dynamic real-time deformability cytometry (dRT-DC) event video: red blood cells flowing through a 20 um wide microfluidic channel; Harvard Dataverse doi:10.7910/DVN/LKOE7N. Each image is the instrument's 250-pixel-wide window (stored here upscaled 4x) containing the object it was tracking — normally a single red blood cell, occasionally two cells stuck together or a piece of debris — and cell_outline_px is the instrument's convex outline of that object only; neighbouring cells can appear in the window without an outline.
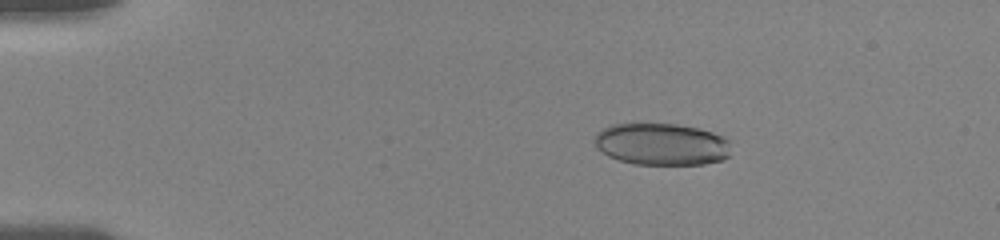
{"species": "human", "species_latin": "Homo sapiens", "temperature_condition": "room temperature", "stored_images_in_passage": 35, "camera_frame_rate_fps": 3000, "um_per_image_px": 0.085, "donor": {"sex": "female"}, "frame": {"image": 1, "passage_image": 4, "time_ms": 2.0, "image_size_px": [1000, 240], "cell_outline_px": [[728, 156], [724, 160], [704, 164], [636, 164], [620, 160], [608, 156], [596, 148], [596, 132], [612, 124], [676, 124], [700, 128], [724, 136], [728, 140]], "centroid_in_image_um": [56.24, 12.25], "position_along_channel_um": 28.8, "area_um2": 33.29}}
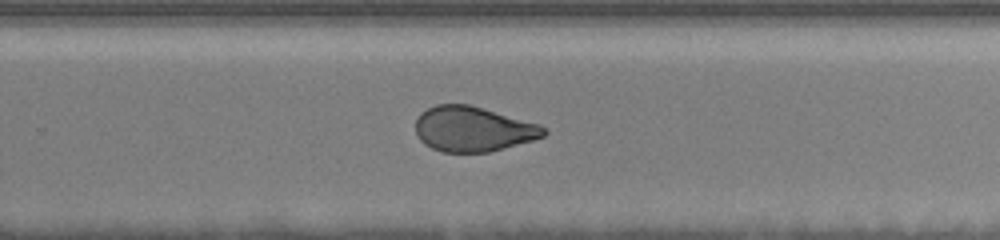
{"frame": {"image": 2, "passage_image": 19, "time_ms": 11.0, "image_size_px": [1000, 240], "cell_outline_px": [[548, 132], [544, 136], [532, 140], [488, 152], [440, 152], [424, 144], [416, 136], [416, 120], [420, 112], [436, 104], [468, 104], [540, 124]], "centroid_in_image_um": [40.17, 10.97], "position_along_channel_um": 289.6, "area_um2": 33.58}}
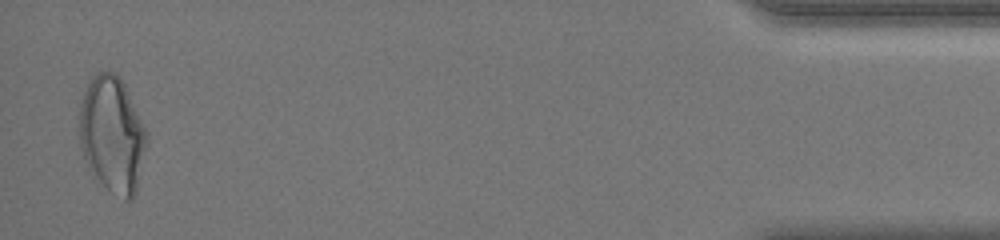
{"frame": {"image": 3, "passage_image": 34, "time_ms": 16.667, "image_size_px": [1000, 240], "cell_outline_px": [[148, 140], [136, 192], [132, 200], [128, 204], [112, 192], [92, 176], [88, 168], [80, 144], [80, 104], [84, 92], [92, 76], [96, 72], [112, 72], [120, 76], [148, 132]], "centroid_in_image_um": [9.56, 11.47], "position_along_channel_um": 425.6, "area_um2": 45.89}, "authors_computed_cell_mechanics": {"area_um2": 35.547, "velocity_mm_per_s": 3.7037, "shape_relaxation_time_tau1_ms": 5.567, "shape_relaxation_time_tau2_ms": 1.1544, "deformation_change_tau1": 0.1517, "deformation_change_tau2": 0.0677}}